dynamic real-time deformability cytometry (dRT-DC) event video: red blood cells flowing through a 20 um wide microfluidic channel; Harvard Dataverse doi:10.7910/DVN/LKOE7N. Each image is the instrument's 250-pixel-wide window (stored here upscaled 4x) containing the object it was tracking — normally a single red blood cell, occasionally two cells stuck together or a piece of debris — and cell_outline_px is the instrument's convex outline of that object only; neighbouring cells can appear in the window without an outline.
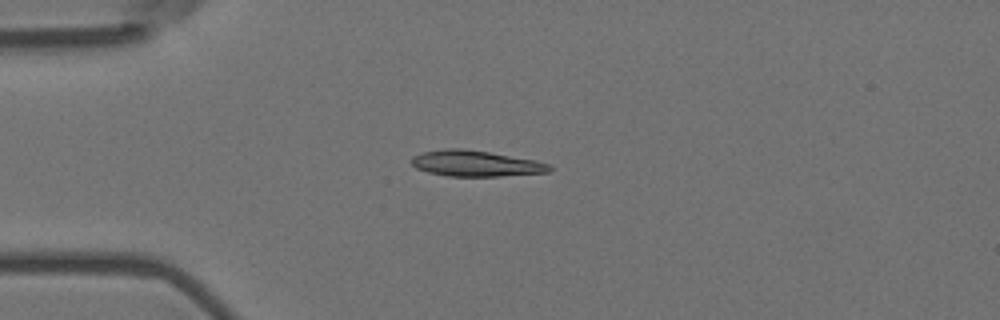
{"species": "Egyptian fruit bat (a non-hibernating species)", "species_latin": "Rousettus aegyptiacus", "temperature_condition": "room temperature", "stored_images_in_passage": 5, "camera_frame_rate_fps": 3000, "um_per_image_px": 0.085, "animal": {"sex": "female"}, "frame": {"image": 1, "passage_image": 4, "time_ms": 1.0, "image_size_px": [1000, 320], "cell_outline_px": [[552, 172], [500, 176], [448, 176], [428, 172], [416, 168], [412, 164], [412, 156], [424, 152], [444, 148], [460, 148], [488, 152], [536, 160], [552, 164]], "centroid_in_image_um": [40.48, 13.9], "position_along_channel_um": 44.5, "area_um2": 20.87}}